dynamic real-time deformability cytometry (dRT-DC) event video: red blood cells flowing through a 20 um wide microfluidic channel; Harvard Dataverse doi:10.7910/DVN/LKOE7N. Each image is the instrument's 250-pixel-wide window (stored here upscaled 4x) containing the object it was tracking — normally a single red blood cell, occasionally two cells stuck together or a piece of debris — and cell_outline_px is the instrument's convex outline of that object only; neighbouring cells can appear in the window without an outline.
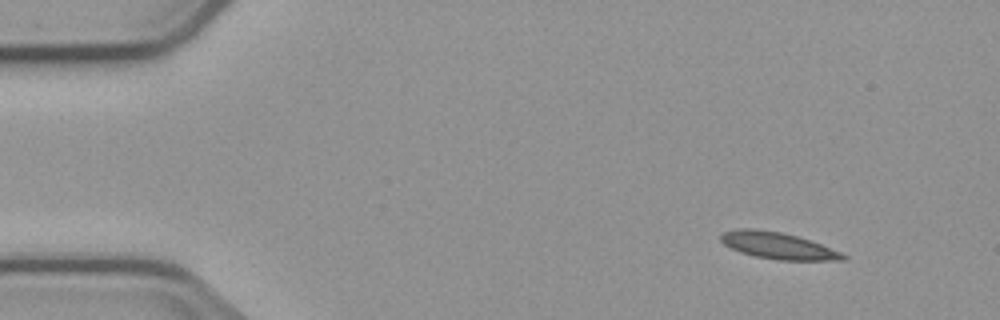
{"species": "common noctule bat (a hibernating species)", "species_latin": "Nyctalus noctula", "temperature_condition": "cold", "stored_images_in_passage": 5, "segment_of_instrument_passage": [1, 2], "camera_frame_rate_fps": 3000, "um_per_image_px": 0.085, "animal": {"sex": "male", "body_mass_g": 23.1, "forearm_length_mm": 52.7}, "frame": {"image": 1, "passage_image": 1, "time_ms": 0.0, "image_size_px": [1000, 320], "cell_outline_px": [[848, 256], [844, 260], [780, 260], [756, 256], [740, 252], [724, 244], [720, 240], [720, 236], [724, 232], [736, 228], [756, 228], [780, 232], [796, 236], [820, 244], [840, 252]], "centroid_in_image_um": [66.09, 20.87], "position_along_channel_um": 18.9, "area_um2": 18.73}}
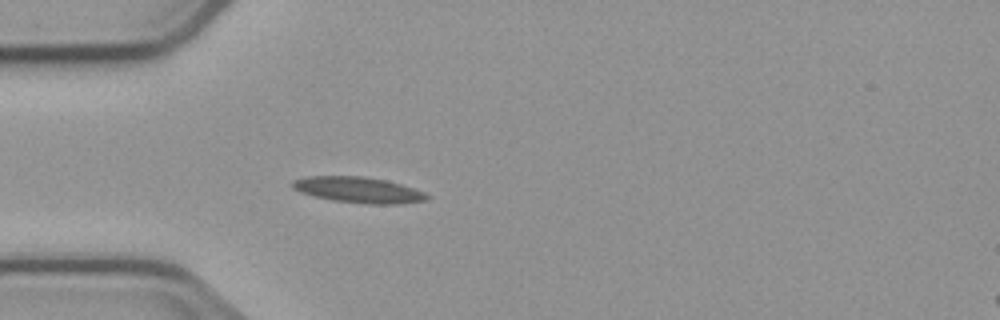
{"frame": {"image": 2, "passage_image": 4, "time_ms": 3.333, "image_size_px": [1000, 320], "cell_outline_px": [[432, 196], [424, 200], [396, 204], [368, 204], [332, 200], [300, 192], [292, 188], [292, 180], [308, 176], [364, 176], [384, 180], [400, 184], [424, 192]], "centroid_in_image_um": [30.44, 16.14], "position_along_channel_um": 54.6, "area_um2": 20.06}}